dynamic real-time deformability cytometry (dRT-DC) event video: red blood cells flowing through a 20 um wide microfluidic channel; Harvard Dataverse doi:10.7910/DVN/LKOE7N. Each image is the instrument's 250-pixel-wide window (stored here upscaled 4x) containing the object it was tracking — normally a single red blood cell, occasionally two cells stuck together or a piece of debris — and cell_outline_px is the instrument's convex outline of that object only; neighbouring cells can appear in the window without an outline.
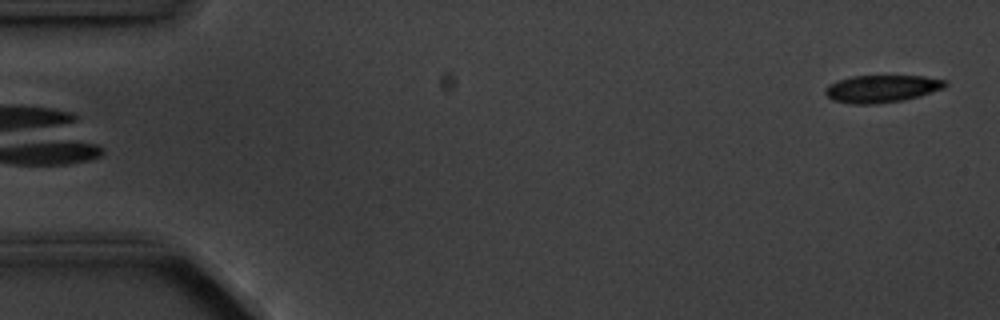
{"species": "common noctule bat (a hibernating species)", "species_latin": "Nyctalus noctula", "temperature_condition": "cold", "stored_images_in_passage": 6, "camera_frame_rate_fps": 3000, "um_per_image_px": 0.085, "animal": {"sex": "male", "body_mass_g": 20.1, "forearm_length_mm": 53.5}, "frame": {"image": 1, "passage_image": 6, "time_ms": 5.667, "image_size_px": [1000, 320], "cell_outline_px": [[948, 84], [944, 88], [920, 96], [904, 100], [876, 104], [852, 104], [832, 100], [824, 92], [824, 88], [828, 84], [836, 80], [852, 76], [924, 76], [948, 80]], "centroid_in_image_um": [74.95, 7.54], "position_along_channel_um": 10.1, "area_um2": 19.42}}